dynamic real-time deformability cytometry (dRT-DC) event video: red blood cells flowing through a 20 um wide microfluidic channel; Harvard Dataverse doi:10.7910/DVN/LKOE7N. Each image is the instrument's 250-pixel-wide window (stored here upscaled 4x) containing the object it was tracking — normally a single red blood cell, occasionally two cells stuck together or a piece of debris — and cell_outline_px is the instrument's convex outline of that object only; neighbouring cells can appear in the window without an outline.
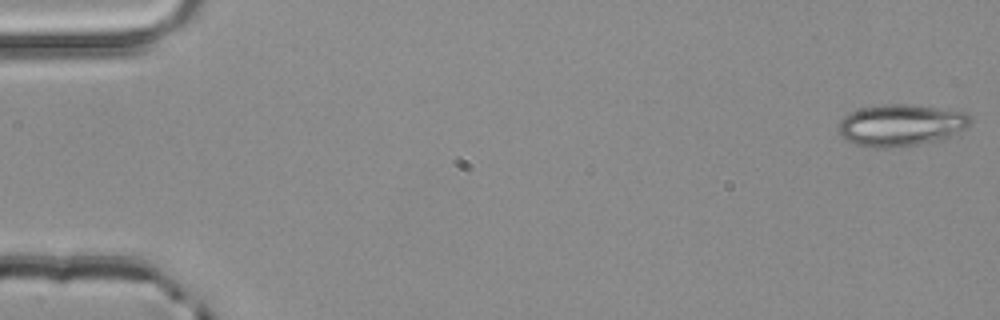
{"species": "common noctule bat (a hibernating species)", "species_latin": "Nyctalus noctula", "temperature_condition": "room temperature", "stored_images_in_passage": 2, "camera_frame_rate_fps": 3000, "um_per_image_px": 0.085, "animal": {"sex": "male", "body_mass_g": 20.4}, "frame": {"image": 1, "passage_image": 2, "time_ms": 0.333, "image_size_px": [1000, 320], "cell_outline_px": [[972, 124], [952, 136], [944, 140], [904, 148], [872, 148], [856, 144], [840, 136], [836, 132], [836, 128], [840, 120], [844, 116], [860, 108], [884, 104], [912, 104], [968, 112], [972, 120]], "centroid_in_image_um": [76.6, 10.66], "position_along_channel_um": 8.4, "area_um2": 33.12}}